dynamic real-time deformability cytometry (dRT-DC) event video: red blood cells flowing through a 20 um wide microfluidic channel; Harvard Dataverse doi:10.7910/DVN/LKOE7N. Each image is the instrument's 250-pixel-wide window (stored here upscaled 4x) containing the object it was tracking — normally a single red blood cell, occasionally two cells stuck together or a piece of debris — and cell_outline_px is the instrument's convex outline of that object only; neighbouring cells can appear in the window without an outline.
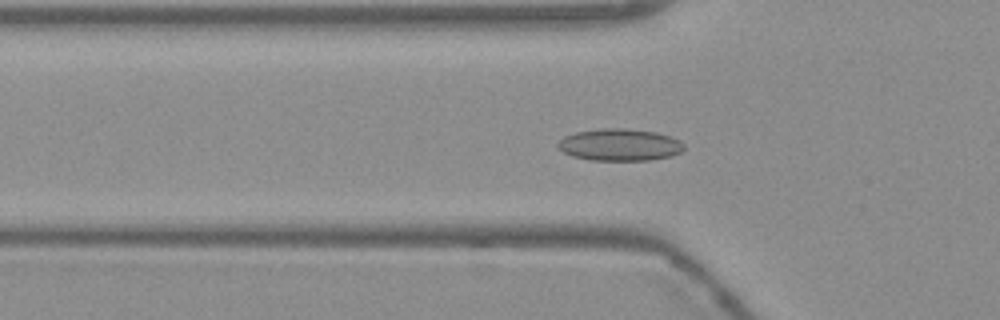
{"species": "Egyptian fruit bat (a non-hibernating species)", "species_latin": "Rousettus aegyptiacus", "temperature_condition": "warm", "stored_images_in_passage": 40, "camera_frame_rate_fps": 3000, "um_per_image_px": 0.085, "frame": {"image": 1, "passage_image": 3, "time_ms": 0.667, "image_size_px": [1000, 320], "cell_outline_px": [[684, 148], [680, 152], [672, 156], [648, 160], [592, 160], [572, 156], [556, 148], [556, 144], [564, 136], [576, 132], [600, 128], [624, 128], [656, 132], [680, 140], [684, 144]], "centroid_in_image_um": [52.65, 12.3], "position_along_channel_um": 73.1, "area_um2": 23.58}}
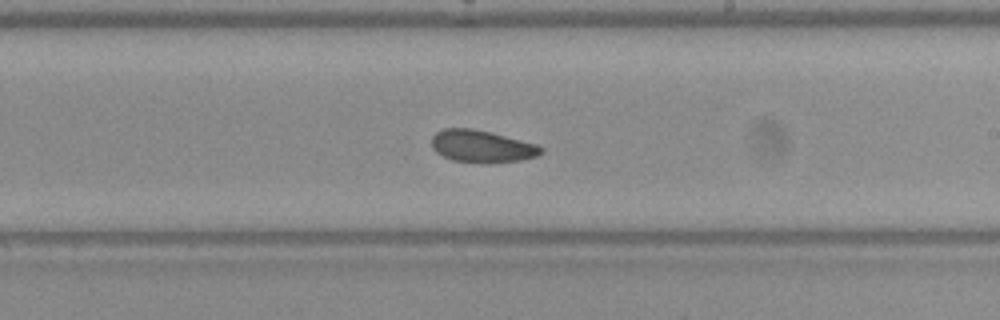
{"frame": {"image": 2, "passage_image": 17, "time_ms": 5.333, "image_size_px": [1000, 320], "cell_outline_px": [[544, 152], [536, 156], [520, 160], [452, 160], [436, 152], [432, 148], [432, 136], [436, 132], [444, 128], [472, 128], [492, 132], [536, 144], [544, 148]], "centroid_in_image_um": [40.94, 12.37], "position_along_channel_um": 248.1, "area_um2": 19.77}}
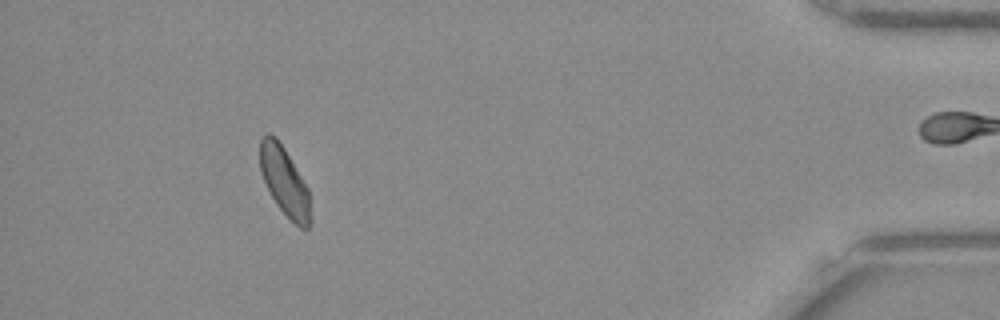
{"frame": {"image": 3, "passage_image": 35, "time_ms": 11.333, "image_size_px": [1000, 320], "cell_outline_px": [[312, 220], [308, 228], [300, 228], [276, 204], [264, 180], [260, 168], [260, 140], [268, 132], [276, 136], [284, 148], [308, 188], [312, 216]], "centroid_in_image_um": [24.21, 15.42], "position_along_channel_um": 411.0, "area_um2": 20.0}, "authors_computed_cell_mechanics": {"area_um2": 20.5768, "velocity_mm_per_s": 3.7323, "shape_relaxation_time_tau1_ms": null, "shape_relaxation_time_tau2_ms": 2.9413, "deformation_change_tau1": null, "deformation_change_tau2": 0.0794}}